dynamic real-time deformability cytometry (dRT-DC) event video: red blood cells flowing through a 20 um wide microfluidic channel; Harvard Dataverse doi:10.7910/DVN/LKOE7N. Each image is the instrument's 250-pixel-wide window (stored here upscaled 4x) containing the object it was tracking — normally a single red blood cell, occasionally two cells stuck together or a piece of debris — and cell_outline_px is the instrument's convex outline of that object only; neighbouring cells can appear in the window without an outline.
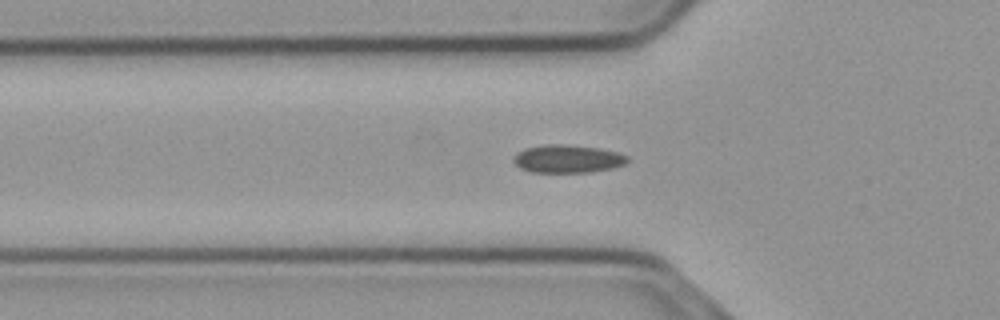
{"species": "common noctule bat (a hibernating species)", "species_latin": "Nyctalus noctula", "temperature_condition": "cold", "stored_images_in_passage": 56, "camera_frame_rate_fps": 3000, "um_per_image_px": 0.085, "animal": {"sex": "male", "body_mass_g": 23.1, "forearm_length_mm": 52.7}, "frame": {"image": 1, "passage_image": 18, "time_ms": 5.667, "image_size_px": [1000, 320], "cell_outline_px": [[628, 160], [624, 164], [612, 168], [588, 172], [532, 172], [520, 168], [512, 160], [516, 152], [524, 148], [548, 144], [560, 144], [600, 148], [616, 152], [628, 156]], "centroid_in_image_um": [48.21, 13.5], "position_along_channel_um": 77.6, "area_um2": 18.5}}
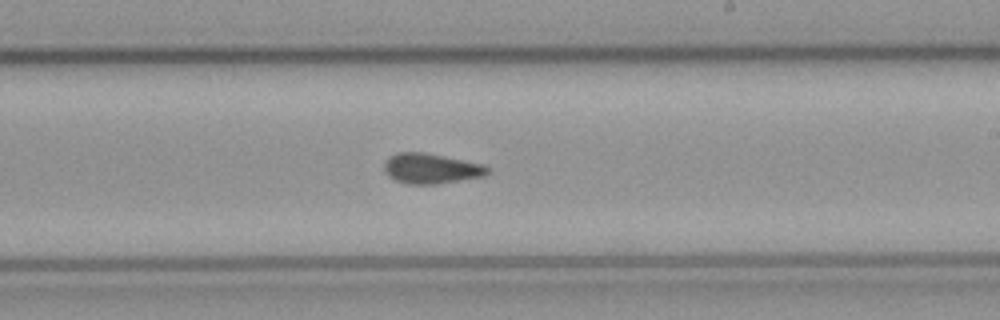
{"frame": {"image": 2, "passage_image": 32, "time_ms": 10.333, "image_size_px": [1000, 320], "cell_outline_px": [[488, 172], [484, 176], [436, 184], [408, 184], [396, 180], [388, 176], [384, 172], [384, 164], [388, 156], [396, 152], [424, 152], [484, 164], [488, 168]], "centroid_in_image_um": [36.6, 14.31], "position_along_channel_um": 252.4, "area_um2": 18.21}}
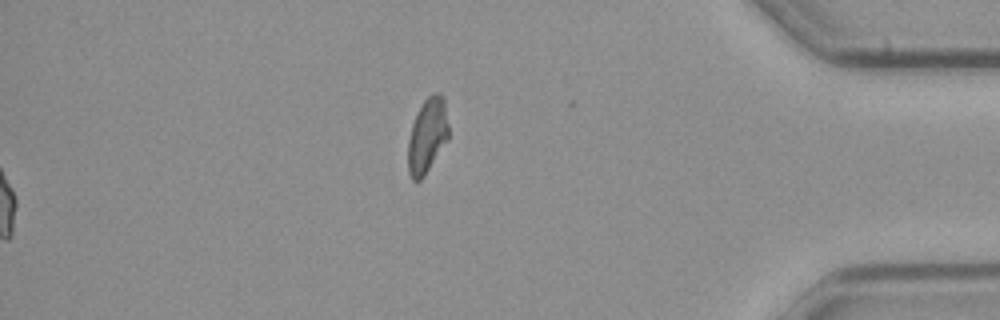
{"frame": {"image": 3, "passage_image": 56, "time_ms": 18.333, "image_size_px": [1000, 320], "cell_outline_px": [[448, 140], [424, 176], [420, 180], [412, 180], [408, 172], [408, 140], [412, 124], [424, 100], [432, 92], [440, 92], [444, 96], [448, 124]], "centroid_in_image_um": [36.33, 11.51], "position_along_channel_um": 398.9, "area_um2": 17.74}, "authors_computed_cell_mechanics": {"area_um2": 17.8313, "velocity_mm_per_s": 3.7185, "shape_relaxation_time_tau1_ms": null, "shape_relaxation_time_tau2_ms": 2.2817, "deformation_change_tau1": null, "deformation_change_tau2": 0.0741}}